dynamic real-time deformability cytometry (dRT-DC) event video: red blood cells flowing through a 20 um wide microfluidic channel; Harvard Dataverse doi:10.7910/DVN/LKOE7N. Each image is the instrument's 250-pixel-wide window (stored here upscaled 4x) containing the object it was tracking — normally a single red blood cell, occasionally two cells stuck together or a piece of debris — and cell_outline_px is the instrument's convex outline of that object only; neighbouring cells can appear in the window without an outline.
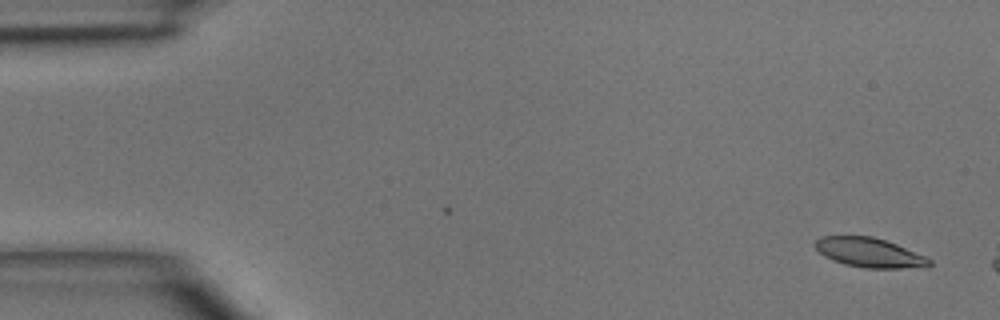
{"species": "common noctule bat (a hibernating species)", "species_latin": "Nyctalus noctula", "temperature_condition": "room temperature", "stored_images_in_passage": 2, "camera_frame_rate_fps": 3000, "um_per_image_px": 0.085, "animal": {"sex": "male", "body_mass_g": 15.6}, "frame": {"image": 1, "passage_image": 2, "time_ms": 1.333, "image_size_px": [1000, 320], "cell_outline_px": [[932, 264], [928, 268], [864, 268], [844, 264], [832, 260], [824, 256], [812, 244], [820, 236], [872, 236], [896, 244], [924, 256], [932, 260]], "centroid_in_image_um": [73.9, 21.48], "position_along_channel_um": 11.1, "area_um2": 19.71}}